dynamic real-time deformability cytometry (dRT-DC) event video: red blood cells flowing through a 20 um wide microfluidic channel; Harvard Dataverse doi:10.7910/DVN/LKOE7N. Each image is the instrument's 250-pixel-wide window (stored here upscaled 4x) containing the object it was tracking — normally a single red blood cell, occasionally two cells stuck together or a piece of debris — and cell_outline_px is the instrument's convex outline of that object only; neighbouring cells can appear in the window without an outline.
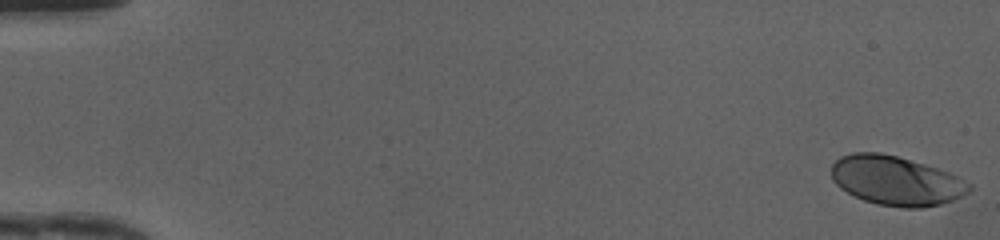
{"species": "human", "species_latin": "Homo sapiens", "temperature_condition": "cold", "stored_images_in_passage": 49, "camera_frame_rate_fps": 3000, "um_per_image_px": 0.085, "donor": {"sex": "female"}, "frame": {"image": 1, "passage_image": 1, "time_ms": 0.0, "image_size_px": [1000, 240], "cell_outline_px": [[972, 188], [968, 192], [952, 200], [940, 204], [924, 208], [904, 208], [876, 204], [864, 200], [840, 188], [832, 180], [832, 164], [840, 156], [852, 152], [880, 152], [896, 156], [924, 164], [948, 172], [972, 184]], "centroid_in_image_um": [76.15, 15.36], "position_along_channel_um": 8.9, "area_um2": 39.48}}
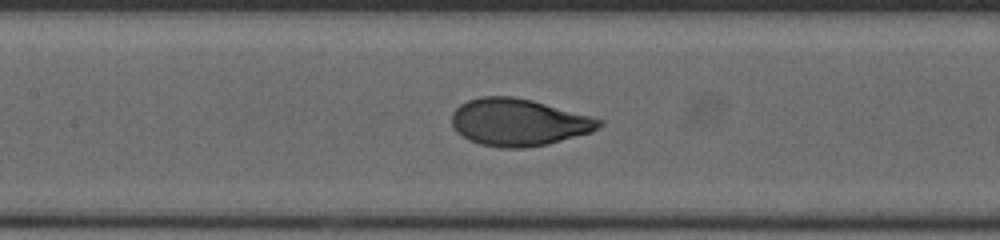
{"frame": {"image": 2, "passage_image": 24, "time_ms": 7.667, "image_size_px": [1000, 240], "cell_outline_px": [[604, 124], [592, 132], [548, 144], [524, 148], [500, 148], [480, 144], [468, 140], [456, 132], [452, 124], [452, 112], [460, 104], [468, 100], [480, 96], [512, 96], [532, 100], [592, 116], [604, 120]], "centroid_in_image_um": [44.08, 10.39], "position_along_channel_um": 163.3, "area_um2": 40.81}}
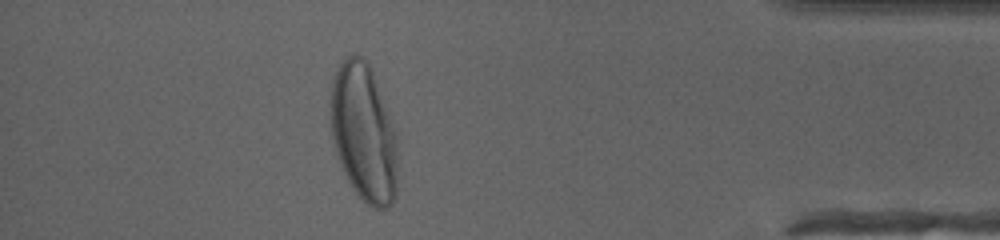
{"frame": {"image": 3, "passage_image": 44, "time_ms": 14.333, "image_size_px": [1000, 240], "cell_outline_px": [[396, 196], [392, 204], [388, 208], [372, 208], [356, 192], [348, 180], [340, 164], [336, 152], [332, 136], [332, 84], [336, 72], [340, 64], [352, 52], [360, 56], [368, 64], [372, 72], [396, 128]], "centroid_in_image_um": [30.94, 11.31], "position_along_channel_um": 404.3, "area_um2": 53.18}, "authors_computed_cell_mechanics": {"area_um2": 40.2866, "velocity_mm_per_s": 4.1892, "shape_relaxation_time_tau1_ms": 2.8148, "shape_relaxation_time_tau2_ms": null, "deformation_change_tau1": 0.1856, "deformation_change_tau2": null}}